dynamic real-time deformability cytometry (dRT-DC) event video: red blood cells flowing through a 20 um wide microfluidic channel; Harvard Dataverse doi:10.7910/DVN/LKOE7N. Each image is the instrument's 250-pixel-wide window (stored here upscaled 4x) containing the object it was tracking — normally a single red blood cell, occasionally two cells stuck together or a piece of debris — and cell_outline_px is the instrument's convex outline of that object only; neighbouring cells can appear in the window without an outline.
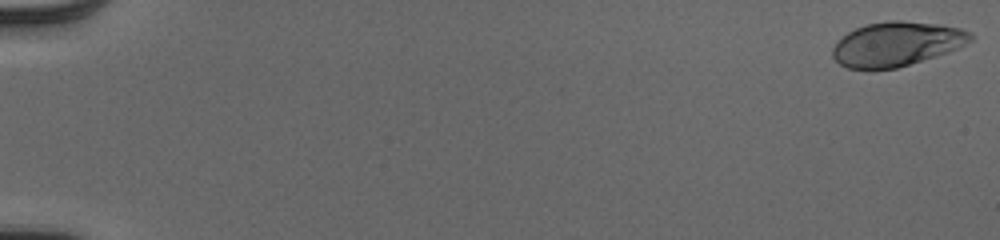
{"species": "human", "species_latin": "Homo sapiens", "temperature_condition": "cold", "stored_images_in_passage": 18, "camera_frame_rate_fps": 3000, "um_per_image_px": 0.085, "donor": {"sex": "male"}, "frame": {"image": 1, "passage_image": 1, "time_ms": 0.0, "image_size_px": [1000, 240], "cell_outline_px": [[972, 40], [948, 52], [936, 56], [896, 68], [848, 68], [840, 64], [832, 56], [832, 48], [848, 32], [856, 28], [868, 24], [888, 20], [900, 20], [940, 24], [960, 28], [972, 32]], "centroid_in_image_um": [76.23, 3.72], "position_along_channel_um": 8.8, "area_um2": 35.2}}
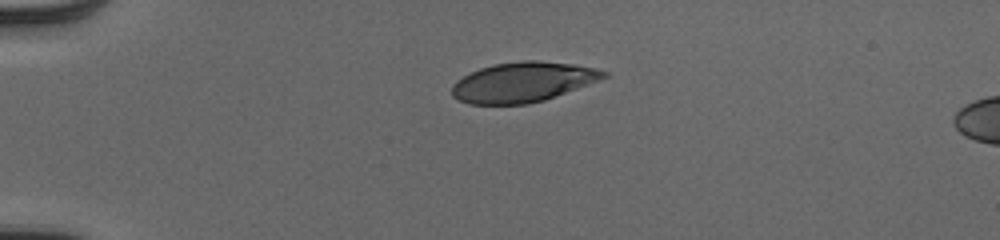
{"frame": {"image": 2, "passage_image": 14, "time_ms": 4.333, "image_size_px": [1000, 240], "cell_outline_px": [[608, 76], [600, 80], [544, 100], [528, 104], [468, 104], [452, 96], [452, 84], [456, 80], [480, 68], [492, 64], [520, 60], [536, 60], [572, 64], [596, 68], [608, 72]], "centroid_in_image_um": [44.44, 6.97], "position_along_channel_um": 40.6, "area_um2": 35.32}}